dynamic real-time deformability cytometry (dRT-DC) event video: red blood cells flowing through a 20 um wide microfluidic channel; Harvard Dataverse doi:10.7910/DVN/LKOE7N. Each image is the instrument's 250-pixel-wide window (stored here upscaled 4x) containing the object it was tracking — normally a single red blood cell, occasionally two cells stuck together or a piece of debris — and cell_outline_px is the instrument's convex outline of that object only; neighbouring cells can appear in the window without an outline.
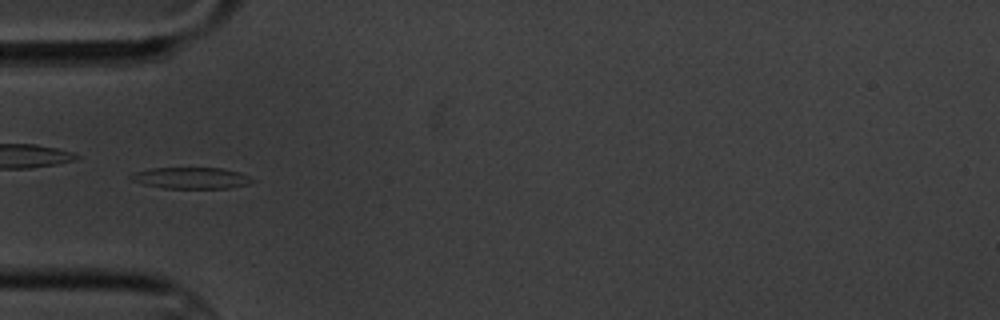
{"species": "common noctule bat (a hibernating species)", "species_latin": "Nyctalus noctula", "temperature_condition": "cold", "stored_images_in_passage": 11, "camera_frame_rate_fps": 3000, "um_per_image_px": 0.085, "animal": {"sex": "male", "body_mass_g": 20.1, "forearm_length_mm": 53.5}, "frame": {"image": 1, "passage_image": 5, "time_ms": 5.667, "image_size_px": [1000, 320], "cell_outline_px": [[256, 180], [248, 184], [228, 188], [160, 188], [144, 184], [132, 180], [128, 176], [132, 172], [152, 168], [224, 168], [240, 172]], "centroid_in_image_um": [16.23, 15.12], "position_along_channel_um": 68.8, "area_um2": 15.2}}
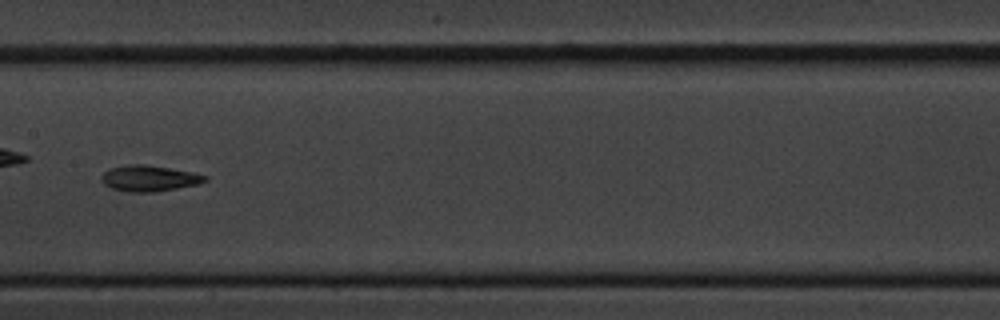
{"frame": {"image": 2, "passage_image": 8, "time_ms": 9.333, "image_size_px": [1000, 320], "cell_outline_px": [[208, 180], [200, 184], [152, 192], [128, 192], [112, 188], [104, 184], [100, 180], [100, 176], [104, 172], [112, 168], [132, 164], [144, 164], [192, 172], [208, 176]], "centroid_in_image_um": [12.69, 15.16], "position_along_channel_um": 194.7, "area_um2": 15.55}}
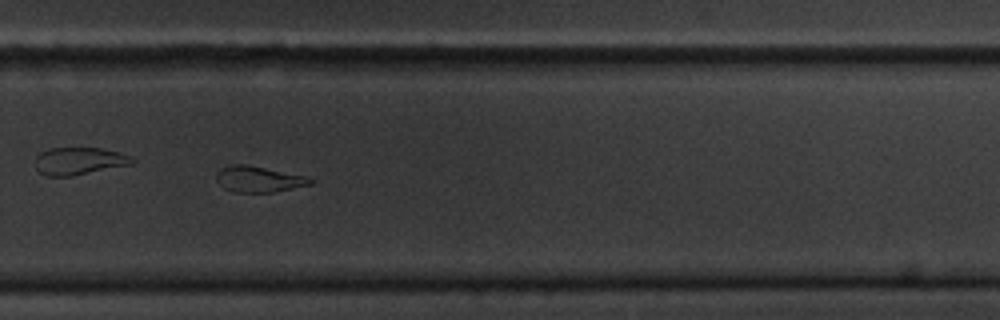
{"frame": {"image": 3, "passage_image": 11, "time_ms": 12.667, "image_size_px": [1000, 320], "cell_outline_px": [[312, 184], [272, 192], [236, 192], [224, 188], [216, 180], [216, 172], [220, 168], [232, 164], [244, 164], [304, 176], [312, 180]], "centroid_in_image_um": [21.91, 15.23], "position_along_channel_um": 307.9, "area_um2": 13.87}}